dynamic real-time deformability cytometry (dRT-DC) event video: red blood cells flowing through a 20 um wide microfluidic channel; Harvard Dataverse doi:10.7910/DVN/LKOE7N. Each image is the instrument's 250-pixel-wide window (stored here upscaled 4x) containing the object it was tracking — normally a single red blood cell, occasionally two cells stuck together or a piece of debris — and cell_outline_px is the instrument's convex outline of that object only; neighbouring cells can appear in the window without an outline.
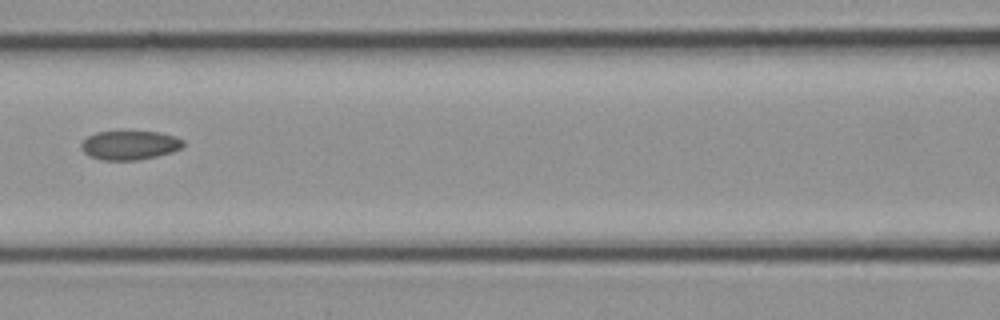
{"species": "common noctule bat (a hibernating species)", "species_latin": "Nyctalus noctula", "temperature_condition": "cold", "stored_images_in_passage": 5, "segment_of_instrument_passage": [1, 2], "camera_frame_rate_fps": 3000, "um_per_image_px": 0.085, "animal": {"sex": "female", "body_mass_g": 21.9}, "frame": {"image": 1, "passage_image": 4, "time_ms": 1.0, "image_size_px": [1000, 320], "cell_outline_px": [[184, 144], [180, 148], [172, 152], [140, 160], [104, 160], [88, 156], [80, 148], [80, 144], [88, 136], [96, 132], [160, 132], [176, 136], [184, 140]], "centroid_in_image_um": [11.02, 12.34], "position_along_channel_um": 155.6, "area_um2": 17.28}}